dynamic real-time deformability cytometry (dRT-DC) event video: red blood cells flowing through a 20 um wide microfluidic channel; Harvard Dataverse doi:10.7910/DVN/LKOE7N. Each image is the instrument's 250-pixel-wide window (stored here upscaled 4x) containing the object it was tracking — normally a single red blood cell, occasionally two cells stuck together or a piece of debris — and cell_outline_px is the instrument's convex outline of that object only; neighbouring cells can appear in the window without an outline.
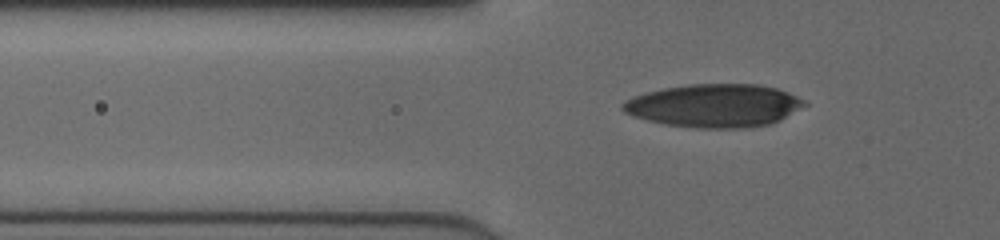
{"species": "human", "species_latin": "Homo sapiens", "temperature_condition": "cold", "stored_images_in_passage": 35, "camera_frame_rate_fps": 3000, "um_per_image_px": 0.085, "donor": {"sex": "female"}, "frame": {"image": 1, "passage_image": 2, "time_ms": 0.333, "image_size_px": [1000, 240], "cell_outline_px": [[808, 104], [780, 120], [768, 124], [744, 128], [700, 128], [664, 124], [632, 116], [624, 112], [620, 108], [620, 104], [624, 100], [632, 96], [664, 88], [688, 84], [760, 84], [776, 88], [788, 92], [804, 100]], "centroid_in_image_um": [60.69, 8.97], "position_along_channel_um": 65.1, "area_um2": 45.78}}
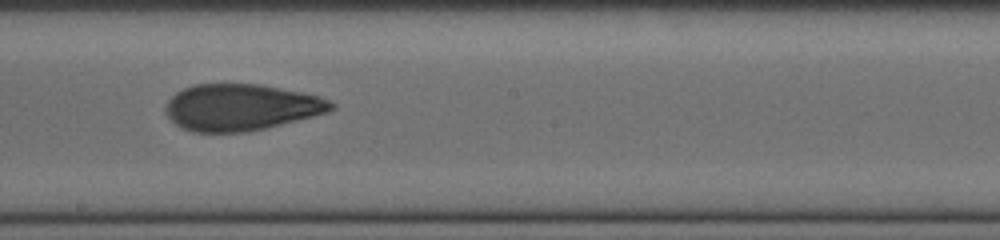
{"frame": {"image": 2, "passage_image": 15, "time_ms": 4.667, "image_size_px": [1000, 240], "cell_outline_px": [[336, 108], [328, 112], [248, 132], [192, 132], [180, 128], [164, 112], [164, 108], [168, 100], [176, 92], [184, 88], [196, 84], [260, 84], [320, 96], [336, 104]], "centroid_in_image_um": [20.46, 9.12], "position_along_channel_um": 227.7, "area_um2": 44.8}}
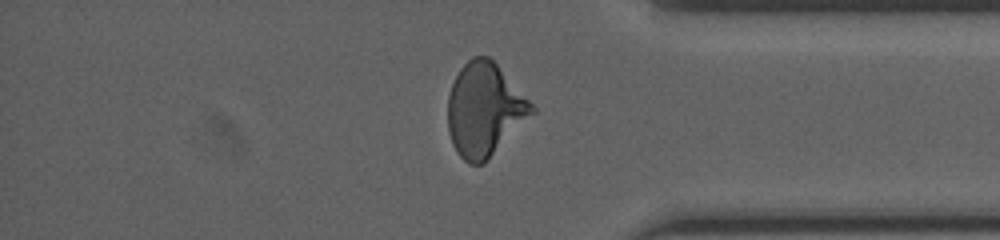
{"frame": {"image": 3, "passage_image": 28, "time_ms": 9.0, "image_size_px": [1000, 240], "cell_outline_px": [[536, 112], [484, 164], [468, 164], [460, 156], [452, 144], [448, 132], [448, 96], [452, 84], [460, 68], [472, 56], [488, 56], [496, 64], [536, 108]], "centroid_in_image_um": [41.18, 9.35], "position_along_channel_um": 394.0, "area_um2": 45.55}, "authors_computed_cell_mechanics": {"area_um2": 44.3904, "velocity_mm_per_s": 4.0191, "shape_relaxation_time_tau1_ms": 6.344, "shape_relaxation_time_tau2_ms": 1.3546, "deformation_change_tau1": 0.2171, "deformation_change_tau2": 0.0868}}